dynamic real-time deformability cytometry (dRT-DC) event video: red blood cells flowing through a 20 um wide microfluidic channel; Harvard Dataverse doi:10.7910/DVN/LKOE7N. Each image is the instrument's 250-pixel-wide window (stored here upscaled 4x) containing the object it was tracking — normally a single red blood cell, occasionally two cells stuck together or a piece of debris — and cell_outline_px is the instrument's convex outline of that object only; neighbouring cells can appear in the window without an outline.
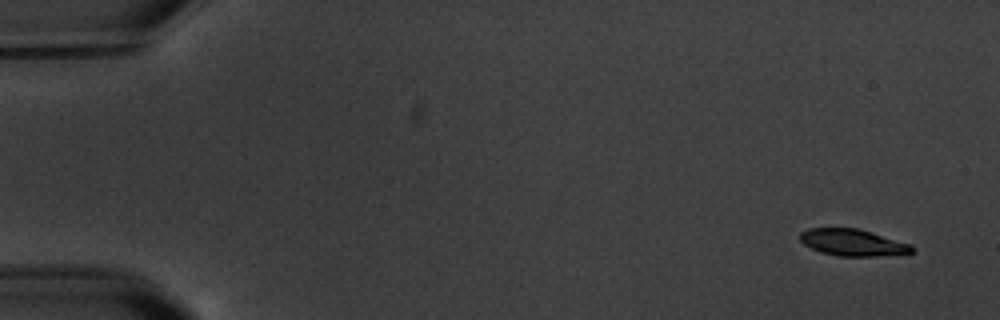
{"species": "common noctule bat (a hibernating species)", "species_latin": "Nyctalus noctula", "temperature_condition": "warm", "stored_images_in_passage": 5, "camera_frame_rate_fps": 3000, "um_per_image_px": 0.085, "animal": {"sex": "male", "body_mass_g": 20.1, "forearm_length_mm": 53.5}, "frame": {"image": 1, "passage_image": 1, "time_ms": 0.0, "image_size_px": [1000, 320], "cell_outline_px": [[916, 252], [876, 256], [840, 256], [820, 252], [804, 244], [800, 240], [800, 232], [808, 228], [860, 228], [912, 244], [916, 248]], "centroid_in_image_um": [72.53, 20.61], "position_along_channel_um": 12.5, "area_um2": 17.63}}
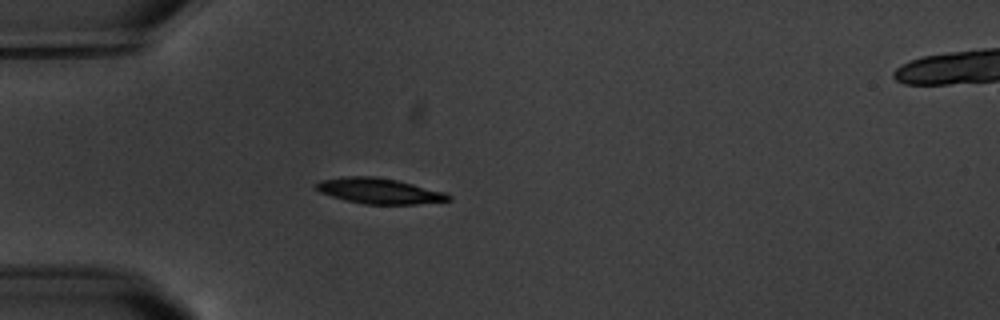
{"frame": {"image": 2, "passage_image": 5, "time_ms": 4.667, "image_size_px": [1000, 320], "cell_outline_px": [[452, 200], [416, 204], [364, 204], [344, 200], [320, 192], [316, 188], [316, 184], [320, 180], [348, 176], [376, 176], [396, 180], [444, 192], [452, 196]], "centroid_in_image_um": [32.23, 16.23], "position_along_channel_um": 52.8, "area_um2": 19.54}}